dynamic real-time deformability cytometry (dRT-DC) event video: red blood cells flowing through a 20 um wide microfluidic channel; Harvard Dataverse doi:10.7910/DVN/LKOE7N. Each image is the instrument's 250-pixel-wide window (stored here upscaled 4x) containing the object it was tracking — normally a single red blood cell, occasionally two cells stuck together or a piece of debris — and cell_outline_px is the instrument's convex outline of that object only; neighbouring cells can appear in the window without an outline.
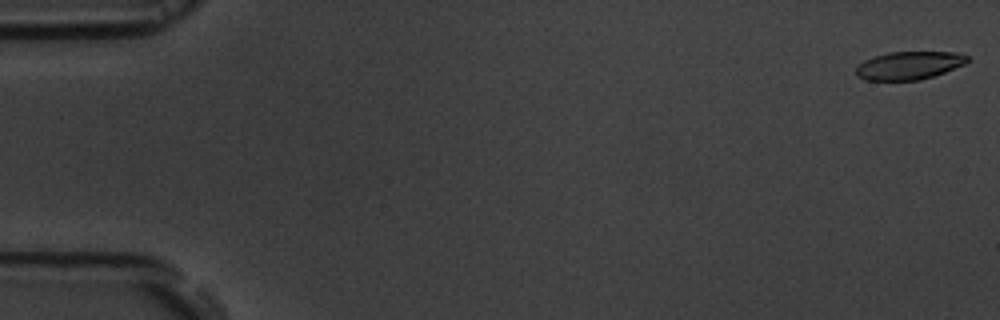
{"species": "common noctule bat (a hibernating species)", "species_latin": "Nyctalus noctula", "temperature_condition": "room temperature", "stored_images_in_passage": 4, "camera_frame_rate_fps": 3000, "um_per_image_px": 0.085, "animal": {"sex": "male", "body_mass_g": 19.5, "forearm_length_mm": 54.6}, "frame": {"image": 1, "passage_image": 1, "time_ms": 0.0, "image_size_px": [1000, 320], "cell_outline_px": [[968, 60], [964, 64], [944, 72], [920, 80], [864, 80], [856, 76], [856, 68], [864, 60], [872, 56], [888, 52], [956, 52], [968, 56]], "centroid_in_image_um": [77.23, 5.56], "position_along_channel_um": 7.8, "area_um2": 18.15}}
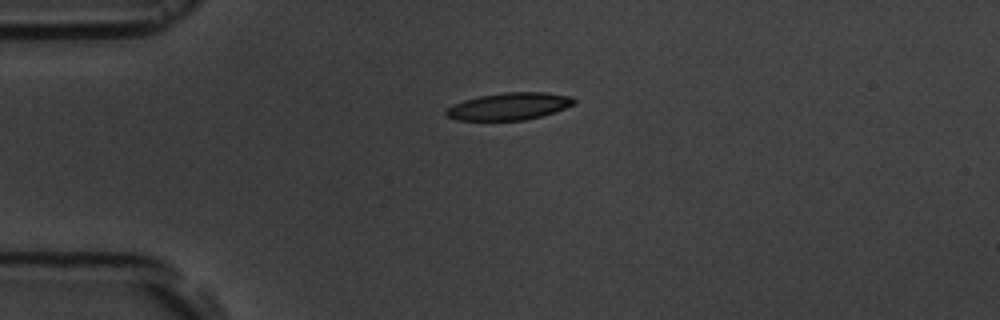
{"frame": {"image": 2, "passage_image": 4, "time_ms": 4.333, "image_size_px": [1000, 320], "cell_outline_px": [[576, 104], [540, 116], [524, 120], [456, 120], [444, 116], [444, 112], [452, 104], [464, 100], [480, 96], [504, 92], [544, 92], [572, 96], [576, 100]], "centroid_in_image_um": [43.25, 9.03], "position_along_channel_um": 41.8, "area_um2": 20.29}}